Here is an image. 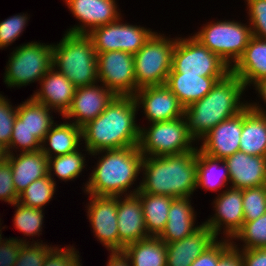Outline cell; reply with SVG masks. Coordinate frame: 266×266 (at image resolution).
Listing matches in <instances>:
<instances>
[{"mask_svg": "<svg viewBox=\"0 0 266 266\" xmlns=\"http://www.w3.org/2000/svg\"><path fill=\"white\" fill-rule=\"evenodd\" d=\"M133 96H115L106 109L82 129V144L90 153L138 146L140 124Z\"/></svg>", "mask_w": 266, "mask_h": 266, "instance_id": "obj_1", "label": "cell"}, {"mask_svg": "<svg viewBox=\"0 0 266 266\" xmlns=\"http://www.w3.org/2000/svg\"><path fill=\"white\" fill-rule=\"evenodd\" d=\"M98 160L92 173L82 187L87 195L126 196L136 194L140 184L130 190L136 179H140L143 155L138 146L122 149L101 150L90 156ZM100 155V156H99Z\"/></svg>", "mask_w": 266, "mask_h": 266, "instance_id": "obj_2", "label": "cell"}, {"mask_svg": "<svg viewBox=\"0 0 266 266\" xmlns=\"http://www.w3.org/2000/svg\"><path fill=\"white\" fill-rule=\"evenodd\" d=\"M246 90L244 83L231 71L217 80L206 96L184 109L188 130L198 145L213 127L236 116L248 106V100L242 97Z\"/></svg>", "mask_w": 266, "mask_h": 266, "instance_id": "obj_3", "label": "cell"}, {"mask_svg": "<svg viewBox=\"0 0 266 266\" xmlns=\"http://www.w3.org/2000/svg\"><path fill=\"white\" fill-rule=\"evenodd\" d=\"M197 148L176 155L143 157L140 191L173 198L192 197L197 185Z\"/></svg>", "mask_w": 266, "mask_h": 266, "instance_id": "obj_4", "label": "cell"}, {"mask_svg": "<svg viewBox=\"0 0 266 266\" xmlns=\"http://www.w3.org/2000/svg\"><path fill=\"white\" fill-rule=\"evenodd\" d=\"M52 67L76 87L99 82L97 53L87 34L64 32L59 43L53 44Z\"/></svg>", "mask_w": 266, "mask_h": 266, "instance_id": "obj_5", "label": "cell"}, {"mask_svg": "<svg viewBox=\"0 0 266 266\" xmlns=\"http://www.w3.org/2000/svg\"><path fill=\"white\" fill-rule=\"evenodd\" d=\"M28 98L17 106L10 144L6 148L8 154L40 150L45 135L57 123L52 115L56 111L31 96Z\"/></svg>", "mask_w": 266, "mask_h": 266, "instance_id": "obj_6", "label": "cell"}, {"mask_svg": "<svg viewBox=\"0 0 266 266\" xmlns=\"http://www.w3.org/2000/svg\"><path fill=\"white\" fill-rule=\"evenodd\" d=\"M3 82L9 88H21L39 82L52 68L53 43H23L9 54Z\"/></svg>", "mask_w": 266, "mask_h": 266, "instance_id": "obj_7", "label": "cell"}, {"mask_svg": "<svg viewBox=\"0 0 266 266\" xmlns=\"http://www.w3.org/2000/svg\"><path fill=\"white\" fill-rule=\"evenodd\" d=\"M148 124V127L140 126L138 149L143 156L176 155L188 153L198 147L197 141L188 130L184 116Z\"/></svg>", "mask_w": 266, "mask_h": 266, "instance_id": "obj_8", "label": "cell"}, {"mask_svg": "<svg viewBox=\"0 0 266 266\" xmlns=\"http://www.w3.org/2000/svg\"><path fill=\"white\" fill-rule=\"evenodd\" d=\"M247 24L228 19L210 21L191 35L232 68L243 55L252 37L250 24Z\"/></svg>", "mask_w": 266, "mask_h": 266, "instance_id": "obj_9", "label": "cell"}, {"mask_svg": "<svg viewBox=\"0 0 266 266\" xmlns=\"http://www.w3.org/2000/svg\"><path fill=\"white\" fill-rule=\"evenodd\" d=\"M175 43L176 38L155 32L133 55L137 89L166 84Z\"/></svg>", "mask_w": 266, "mask_h": 266, "instance_id": "obj_10", "label": "cell"}, {"mask_svg": "<svg viewBox=\"0 0 266 266\" xmlns=\"http://www.w3.org/2000/svg\"><path fill=\"white\" fill-rule=\"evenodd\" d=\"M170 72L203 77H225L231 68L193 35L176 37Z\"/></svg>", "mask_w": 266, "mask_h": 266, "instance_id": "obj_11", "label": "cell"}, {"mask_svg": "<svg viewBox=\"0 0 266 266\" xmlns=\"http://www.w3.org/2000/svg\"><path fill=\"white\" fill-rule=\"evenodd\" d=\"M122 19L123 16L115 22L98 26L87 34L97 54L119 50L135 55L156 32L141 25L124 23Z\"/></svg>", "mask_w": 266, "mask_h": 266, "instance_id": "obj_12", "label": "cell"}, {"mask_svg": "<svg viewBox=\"0 0 266 266\" xmlns=\"http://www.w3.org/2000/svg\"><path fill=\"white\" fill-rule=\"evenodd\" d=\"M99 83L117 96H133L137 92L134 57L124 51L97 54Z\"/></svg>", "mask_w": 266, "mask_h": 266, "instance_id": "obj_13", "label": "cell"}, {"mask_svg": "<svg viewBox=\"0 0 266 266\" xmlns=\"http://www.w3.org/2000/svg\"><path fill=\"white\" fill-rule=\"evenodd\" d=\"M243 189L227 188L213 200L215 212L203 223L215 236L232 240L244 224ZM223 230V231H222ZM222 231V233H221Z\"/></svg>", "mask_w": 266, "mask_h": 266, "instance_id": "obj_14", "label": "cell"}, {"mask_svg": "<svg viewBox=\"0 0 266 266\" xmlns=\"http://www.w3.org/2000/svg\"><path fill=\"white\" fill-rule=\"evenodd\" d=\"M87 197L89 201L85 208L94 236L109 252L119 251L118 197L94 195Z\"/></svg>", "mask_w": 266, "mask_h": 266, "instance_id": "obj_15", "label": "cell"}, {"mask_svg": "<svg viewBox=\"0 0 266 266\" xmlns=\"http://www.w3.org/2000/svg\"><path fill=\"white\" fill-rule=\"evenodd\" d=\"M137 109L143 110L148 123L178 119L184 116L185 107L176 95L166 86L140 88L133 95Z\"/></svg>", "mask_w": 266, "mask_h": 266, "instance_id": "obj_16", "label": "cell"}, {"mask_svg": "<svg viewBox=\"0 0 266 266\" xmlns=\"http://www.w3.org/2000/svg\"><path fill=\"white\" fill-rule=\"evenodd\" d=\"M79 24L65 32L88 34L92 29L115 22L122 16L116 0H63Z\"/></svg>", "mask_w": 266, "mask_h": 266, "instance_id": "obj_17", "label": "cell"}, {"mask_svg": "<svg viewBox=\"0 0 266 266\" xmlns=\"http://www.w3.org/2000/svg\"><path fill=\"white\" fill-rule=\"evenodd\" d=\"M98 83L77 87L71 106L62 119L83 127L87 122L99 116L116 95L102 83H99L100 85Z\"/></svg>", "mask_w": 266, "mask_h": 266, "instance_id": "obj_18", "label": "cell"}, {"mask_svg": "<svg viewBox=\"0 0 266 266\" xmlns=\"http://www.w3.org/2000/svg\"><path fill=\"white\" fill-rule=\"evenodd\" d=\"M242 133V112L220 122L199 142L198 148L214 158L225 159L239 151Z\"/></svg>", "mask_w": 266, "mask_h": 266, "instance_id": "obj_19", "label": "cell"}, {"mask_svg": "<svg viewBox=\"0 0 266 266\" xmlns=\"http://www.w3.org/2000/svg\"><path fill=\"white\" fill-rule=\"evenodd\" d=\"M117 225L119 251L136 241L148 238L140 198L136 195L118 196Z\"/></svg>", "mask_w": 266, "mask_h": 266, "instance_id": "obj_20", "label": "cell"}, {"mask_svg": "<svg viewBox=\"0 0 266 266\" xmlns=\"http://www.w3.org/2000/svg\"><path fill=\"white\" fill-rule=\"evenodd\" d=\"M39 89L31 97L63 116L70 108L76 86L64 74L51 68L39 82Z\"/></svg>", "mask_w": 266, "mask_h": 266, "instance_id": "obj_21", "label": "cell"}, {"mask_svg": "<svg viewBox=\"0 0 266 266\" xmlns=\"http://www.w3.org/2000/svg\"><path fill=\"white\" fill-rule=\"evenodd\" d=\"M230 176V187L245 189L266 185V157L238 151L224 159Z\"/></svg>", "mask_w": 266, "mask_h": 266, "instance_id": "obj_22", "label": "cell"}, {"mask_svg": "<svg viewBox=\"0 0 266 266\" xmlns=\"http://www.w3.org/2000/svg\"><path fill=\"white\" fill-rule=\"evenodd\" d=\"M218 238L204 223L182 240L166 244V266H190Z\"/></svg>", "mask_w": 266, "mask_h": 266, "instance_id": "obj_23", "label": "cell"}, {"mask_svg": "<svg viewBox=\"0 0 266 266\" xmlns=\"http://www.w3.org/2000/svg\"><path fill=\"white\" fill-rule=\"evenodd\" d=\"M191 200L192 197L174 198L172 200L167 223L158 236L165 244L182 240L202 226L203 222L200 225L196 224L197 213Z\"/></svg>", "mask_w": 266, "mask_h": 266, "instance_id": "obj_24", "label": "cell"}, {"mask_svg": "<svg viewBox=\"0 0 266 266\" xmlns=\"http://www.w3.org/2000/svg\"><path fill=\"white\" fill-rule=\"evenodd\" d=\"M16 192L20 194L33 181L48 175V158L40 150L8 154Z\"/></svg>", "mask_w": 266, "mask_h": 266, "instance_id": "obj_25", "label": "cell"}, {"mask_svg": "<svg viewBox=\"0 0 266 266\" xmlns=\"http://www.w3.org/2000/svg\"><path fill=\"white\" fill-rule=\"evenodd\" d=\"M231 71L244 83L245 88L266 77V40L252 36L241 58Z\"/></svg>", "mask_w": 266, "mask_h": 266, "instance_id": "obj_26", "label": "cell"}, {"mask_svg": "<svg viewBox=\"0 0 266 266\" xmlns=\"http://www.w3.org/2000/svg\"><path fill=\"white\" fill-rule=\"evenodd\" d=\"M224 77H203L185 73L169 72L166 86L186 108L206 96L213 85Z\"/></svg>", "mask_w": 266, "mask_h": 266, "instance_id": "obj_27", "label": "cell"}, {"mask_svg": "<svg viewBox=\"0 0 266 266\" xmlns=\"http://www.w3.org/2000/svg\"><path fill=\"white\" fill-rule=\"evenodd\" d=\"M63 120H65L63 123H55L50 128L41 143V151L47 156V158L73 153L78 149L83 148L81 146V127L76 126L66 119Z\"/></svg>", "mask_w": 266, "mask_h": 266, "instance_id": "obj_28", "label": "cell"}, {"mask_svg": "<svg viewBox=\"0 0 266 266\" xmlns=\"http://www.w3.org/2000/svg\"><path fill=\"white\" fill-rule=\"evenodd\" d=\"M196 168V189L201 188L204 191L218 192L217 195H219L224 191V187L225 189L230 187L229 170L224 159L209 156L197 147Z\"/></svg>", "mask_w": 266, "mask_h": 266, "instance_id": "obj_29", "label": "cell"}, {"mask_svg": "<svg viewBox=\"0 0 266 266\" xmlns=\"http://www.w3.org/2000/svg\"><path fill=\"white\" fill-rule=\"evenodd\" d=\"M239 151L266 157V115L251 110L242 111V133Z\"/></svg>", "mask_w": 266, "mask_h": 266, "instance_id": "obj_30", "label": "cell"}, {"mask_svg": "<svg viewBox=\"0 0 266 266\" xmlns=\"http://www.w3.org/2000/svg\"><path fill=\"white\" fill-rule=\"evenodd\" d=\"M148 236L158 237L165 228L168 212L174 199L166 195H154L138 191Z\"/></svg>", "mask_w": 266, "mask_h": 266, "instance_id": "obj_31", "label": "cell"}, {"mask_svg": "<svg viewBox=\"0 0 266 266\" xmlns=\"http://www.w3.org/2000/svg\"><path fill=\"white\" fill-rule=\"evenodd\" d=\"M123 252L129 258L131 266H166V244L159 237L149 236L131 243Z\"/></svg>", "mask_w": 266, "mask_h": 266, "instance_id": "obj_32", "label": "cell"}, {"mask_svg": "<svg viewBox=\"0 0 266 266\" xmlns=\"http://www.w3.org/2000/svg\"><path fill=\"white\" fill-rule=\"evenodd\" d=\"M86 151L85 154L82 153ZM86 153L90 156V152L84 147L83 150L69 154L59 155L52 158H48V176L56 183L54 178L58 177L59 181L69 182L78 178L86 166Z\"/></svg>", "mask_w": 266, "mask_h": 266, "instance_id": "obj_33", "label": "cell"}, {"mask_svg": "<svg viewBox=\"0 0 266 266\" xmlns=\"http://www.w3.org/2000/svg\"><path fill=\"white\" fill-rule=\"evenodd\" d=\"M13 206L16 209L13 216L14 227L24 234L26 238L27 236L29 238L32 236L33 241H31V243H43L41 239H39L40 242L38 239L35 241L33 236L38 237L39 235H42L45 216L43 212L44 209L23 206L19 202L12 204V207Z\"/></svg>", "mask_w": 266, "mask_h": 266, "instance_id": "obj_34", "label": "cell"}, {"mask_svg": "<svg viewBox=\"0 0 266 266\" xmlns=\"http://www.w3.org/2000/svg\"><path fill=\"white\" fill-rule=\"evenodd\" d=\"M56 189L57 184L47 175L28 185L19 194L18 202L23 206L45 209L54 197Z\"/></svg>", "mask_w": 266, "mask_h": 266, "instance_id": "obj_35", "label": "cell"}, {"mask_svg": "<svg viewBox=\"0 0 266 266\" xmlns=\"http://www.w3.org/2000/svg\"><path fill=\"white\" fill-rule=\"evenodd\" d=\"M235 241L242 242V245L236 244ZM231 242L238 250L266 248V213L256 220L244 222Z\"/></svg>", "mask_w": 266, "mask_h": 266, "instance_id": "obj_36", "label": "cell"}, {"mask_svg": "<svg viewBox=\"0 0 266 266\" xmlns=\"http://www.w3.org/2000/svg\"><path fill=\"white\" fill-rule=\"evenodd\" d=\"M244 222L253 221L266 213V185L243 189Z\"/></svg>", "mask_w": 266, "mask_h": 266, "instance_id": "obj_37", "label": "cell"}, {"mask_svg": "<svg viewBox=\"0 0 266 266\" xmlns=\"http://www.w3.org/2000/svg\"><path fill=\"white\" fill-rule=\"evenodd\" d=\"M28 13H18L0 21V48L3 50L18 40L28 26L30 19Z\"/></svg>", "mask_w": 266, "mask_h": 266, "instance_id": "obj_38", "label": "cell"}, {"mask_svg": "<svg viewBox=\"0 0 266 266\" xmlns=\"http://www.w3.org/2000/svg\"><path fill=\"white\" fill-rule=\"evenodd\" d=\"M56 247L43 243H23L14 266H43L46 256Z\"/></svg>", "mask_w": 266, "mask_h": 266, "instance_id": "obj_39", "label": "cell"}, {"mask_svg": "<svg viewBox=\"0 0 266 266\" xmlns=\"http://www.w3.org/2000/svg\"><path fill=\"white\" fill-rule=\"evenodd\" d=\"M252 36L266 40V0H244Z\"/></svg>", "mask_w": 266, "mask_h": 266, "instance_id": "obj_40", "label": "cell"}, {"mask_svg": "<svg viewBox=\"0 0 266 266\" xmlns=\"http://www.w3.org/2000/svg\"><path fill=\"white\" fill-rule=\"evenodd\" d=\"M17 117V106L0 93V144L8 147L10 144L14 121Z\"/></svg>", "mask_w": 266, "mask_h": 266, "instance_id": "obj_41", "label": "cell"}, {"mask_svg": "<svg viewBox=\"0 0 266 266\" xmlns=\"http://www.w3.org/2000/svg\"><path fill=\"white\" fill-rule=\"evenodd\" d=\"M80 258L79 251L73 245L62 248L57 245L46 256L43 266H82Z\"/></svg>", "mask_w": 266, "mask_h": 266, "instance_id": "obj_42", "label": "cell"}, {"mask_svg": "<svg viewBox=\"0 0 266 266\" xmlns=\"http://www.w3.org/2000/svg\"><path fill=\"white\" fill-rule=\"evenodd\" d=\"M232 246L229 239L219 238L202 252L190 266H217L221 256Z\"/></svg>", "mask_w": 266, "mask_h": 266, "instance_id": "obj_43", "label": "cell"}, {"mask_svg": "<svg viewBox=\"0 0 266 266\" xmlns=\"http://www.w3.org/2000/svg\"><path fill=\"white\" fill-rule=\"evenodd\" d=\"M18 198L19 194L14 187L11 166L5 160L0 163V201L12 205L18 202Z\"/></svg>", "mask_w": 266, "mask_h": 266, "instance_id": "obj_44", "label": "cell"}, {"mask_svg": "<svg viewBox=\"0 0 266 266\" xmlns=\"http://www.w3.org/2000/svg\"><path fill=\"white\" fill-rule=\"evenodd\" d=\"M23 243H31L27 239L9 237L0 241V266H14L17 260L20 247Z\"/></svg>", "mask_w": 266, "mask_h": 266, "instance_id": "obj_45", "label": "cell"}, {"mask_svg": "<svg viewBox=\"0 0 266 266\" xmlns=\"http://www.w3.org/2000/svg\"><path fill=\"white\" fill-rule=\"evenodd\" d=\"M243 266H266V248L239 250Z\"/></svg>", "mask_w": 266, "mask_h": 266, "instance_id": "obj_46", "label": "cell"}, {"mask_svg": "<svg viewBox=\"0 0 266 266\" xmlns=\"http://www.w3.org/2000/svg\"><path fill=\"white\" fill-rule=\"evenodd\" d=\"M255 92L258 93L257 96L259 97L258 99H261L260 102L263 103L259 104V102H251L249 100L248 102V107L258 113L266 115V77L258 80L252 85Z\"/></svg>", "mask_w": 266, "mask_h": 266, "instance_id": "obj_47", "label": "cell"}, {"mask_svg": "<svg viewBox=\"0 0 266 266\" xmlns=\"http://www.w3.org/2000/svg\"><path fill=\"white\" fill-rule=\"evenodd\" d=\"M217 266H243L241 253L233 245L221 256Z\"/></svg>", "mask_w": 266, "mask_h": 266, "instance_id": "obj_48", "label": "cell"}, {"mask_svg": "<svg viewBox=\"0 0 266 266\" xmlns=\"http://www.w3.org/2000/svg\"><path fill=\"white\" fill-rule=\"evenodd\" d=\"M109 254L106 266H131L129 258L123 251H113Z\"/></svg>", "mask_w": 266, "mask_h": 266, "instance_id": "obj_49", "label": "cell"}, {"mask_svg": "<svg viewBox=\"0 0 266 266\" xmlns=\"http://www.w3.org/2000/svg\"><path fill=\"white\" fill-rule=\"evenodd\" d=\"M7 156H8V153H7L6 147H4L2 144H0V163L7 160Z\"/></svg>", "mask_w": 266, "mask_h": 266, "instance_id": "obj_50", "label": "cell"}, {"mask_svg": "<svg viewBox=\"0 0 266 266\" xmlns=\"http://www.w3.org/2000/svg\"><path fill=\"white\" fill-rule=\"evenodd\" d=\"M2 223L0 222V241L4 238L2 235V229L6 228L5 226L1 227Z\"/></svg>", "mask_w": 266, "mask_h": 266, "instance_id": "obj_51", "label": "cell"}]
</instances>
